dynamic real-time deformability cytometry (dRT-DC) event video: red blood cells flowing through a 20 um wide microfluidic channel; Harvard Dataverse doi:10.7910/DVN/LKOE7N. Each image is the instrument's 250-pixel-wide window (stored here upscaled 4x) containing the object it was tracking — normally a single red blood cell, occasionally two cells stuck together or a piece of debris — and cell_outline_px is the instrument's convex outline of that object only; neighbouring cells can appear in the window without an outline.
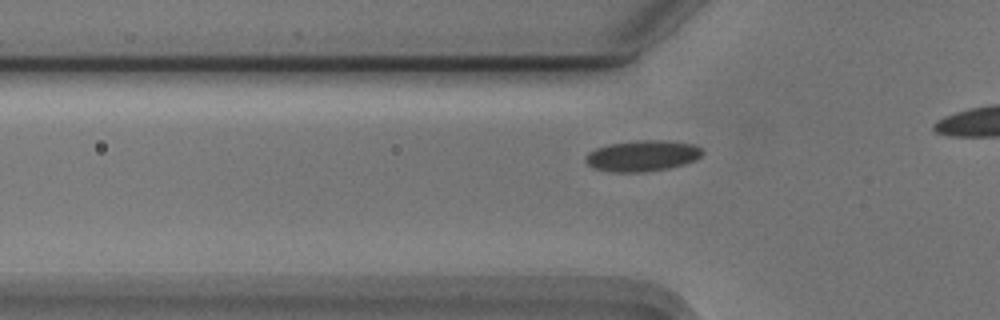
{"species": "Egyptian fruit bat (a non-hibernating species)", "species_latin": "Rousettus aegyptiacus", "temperature_condition": "cold", "stored_images_in_passage": 18, "camera_frame_rate_fps": 3000, "um_per_image_px": 0.085, "animal": {"sex": "male"}, "frame": {"image": 1, "passage_image": 5, "time_ms": 1.333, "image_size_px": [1000, 320], "cell_outline_px": [[704, 152], [696, 160], [684, 164], [668, 168], [644, 172], [612, 172], [592, 168], [584, 160], [584, 156], [588, 152], [596, 148], [608, 144], [640, 140], [668, 140], [696, 144], [704, 148]], "centroid_in_image_um": [54.62, 13.23], "position_along_channel_um": 71.2, "area_um2": 21.44}}
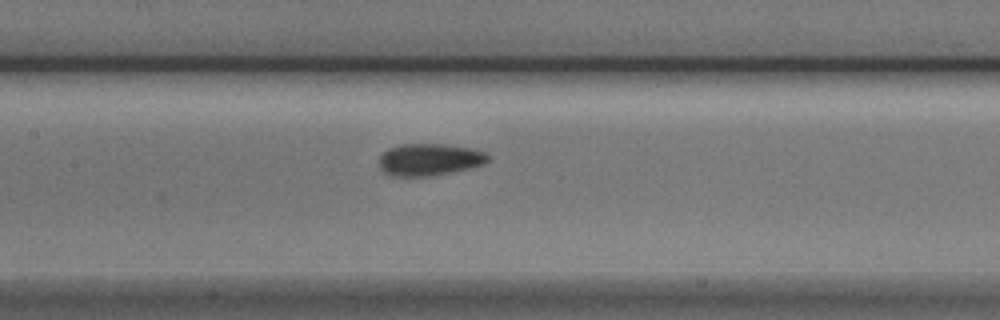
{"frame": {"image": 2, "passage_image": 13, "time_ms": 4.0, "image_size_px": [1000, 320], "cell_outline_px": [[492, 156], [484, 164], [472, 168], [428, 176], [392, 176], [384, 172], [380, 168], [380, 156], [388, 148], [400, 144], [444, 144], [468, 148], [484, 152]], "centroid_in_image_um": [36.51, 13.56], "position_along_channel_um": 170.9, "area_um2": 20.29}}
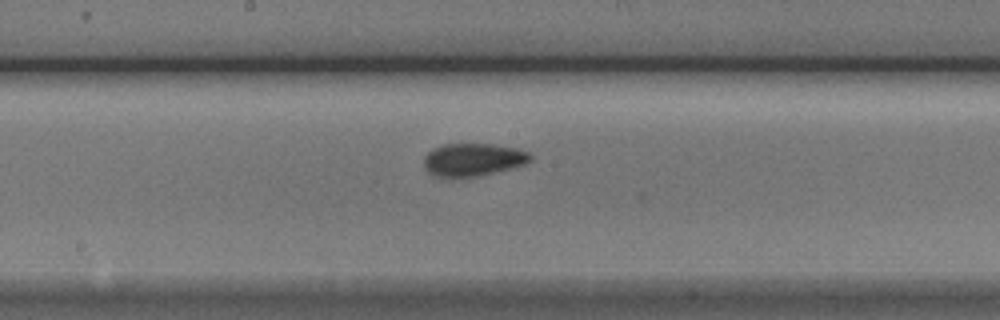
{"frame": {"image": 3, "passage_image": 16, "time_ms": 5.0, "image_size_px": [1000, 320], "cell_outline_px": [[532, 160], [524, 164], [512, 168], [476, 176], [440, 176], [428, 172], [424, 168], [424, 156], [432, 148], [444, 144], [492, 144], [520, 148], [532, 152]], "centroid_in_image_um": [40.26, 13.54], "position_along_channel_um": 207.9, "area_um2": 20.35}}